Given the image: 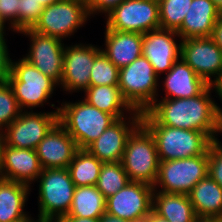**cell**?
<instances>
[{
    "instance_id": "cell-39",
    "label": "cell",
    "mask_w": 222,
    "mask_h": 222,
    "mask_svg": "<svg viewBox=\"0 0 222 222\" xmlns=\"http://www.w3.org/2000/svg\"><path fill=\"white\" fill-rule=\"evenodd\" d=\"M65 222H99V218L63 217Z\"/></svg>"
},
{
    "instance_id": "cell-29",
    "label": "cell",
    "mask_w": 222,
    "mask_h": 222,
    "mask_svg": "<svg viewBox=\"0 0 222 222\" xmlns=\"http://www.w3.org/2000/svg\"><path fill=\"white\" fill-rule=\"evenodd\" d=\"M129 181L122 162H103L95 186L105 198H108L116 194Z\"/></svg>"
},
{
    "instance_id": "cell-46",
    "label": "cell",
    "mask_w": 222,
    "mask_h": 222,
    "mask_svg": "<svg viewBox=\"0 0 222 222\" xmlns=\"http://www.w3.org/2000/svg\"><path fill=\"white\" fill-rule=\"evenodd\" d=\"M5 28H6L5 23L0 17V36H5L6 35Z\"/></svg>"
},
{
    "instance_id": "cell-44",
    "label": "cell",
    "mask_w": 222,
    "mask_h": 222,
    "mask_svg": "<svg viewBox=\"0 0 222 222\" xmlns=\"http://www.w3.org/2000/svg\"><path fill=\"white\" fill-rule=\"evenodd\" d=\"M36 2H40L43 7H46L48 5L54 4L55 2L61 1V0H34Z\"/></svg>"
},
{
    "instance_id": "cell-13",
    "label": "cell",
    "mask_w": 222,
    "mask_h": 222,
    "mask_svg": "<svg viewBox=\"0 0 222 222\" xmlns=\"http://www.w3.org/2000/svg\"><path fill=\"white\" fill-rule=\"evenodd\" d=\"M102 47L78 43L64 47L63 74L59 87L69 92H85L90 86L94 60Z\"/></svg>"
},
{
    "instance_id": "cell-7",
    "label": "cell",
    "mask_w": 222,
    "mask_h": 222,
    "mask_svg": "<svg viewBox=\"0 0 222 222\" xmlns=\"http://www.w3.org/2000/svg\"><path fill=\"white\" fill-rule=\"evenodd\" d=\"M153 136L159 161L203 155L213 142L204 132L165 125H143Z\"/></svg>"
},
{
    "instance_id": "cell-40",
    "label": "cell",
    "mask_w": 222,
    "mask_h": 222,
    "mask_svg": "<svg viewBox=\"0 0 222 222\" xmlns=\"http://www.w3.org/2000/svg\"><path fill=\"white\" fill-rule=\"evenodd\" d=\"M99 222H128V221L109 215L108 213L105 212L99 217Z\"/></svg>"
},
{
    "instance_id": "cell-19",
    "label": "cell",
    "mask_w": 222,
    "mask_h": 222,
    "mask_svg": "<svg viewBox=\"0 0 222 222\" xmlns=\"http://www.w3.org/2000/svg\"><path fill=\"white\" fill-rule=\"evenodd\" d=\"M36 150L3 145L0 178L32 186L42 173Z\"/></svg>"
},
{
    "instance_id": "cell-18",
    "label": "cell",
    "mask_w": 222,
    "mask_h": 222,
    "mask_svg": "<svg viewBox=\"0 0 222 222\" xmlns=\"http://www.w3.org/2000/svg\"><path fill=\"white\" fill-rule=\"evenodd\" d=\"M78 147L66 129L57 122L36 148L41 167L68 168Z\"/></svg>"
},
{
    "instance_id": "cell-14",
    "label": "cell",
    "mask_w": 222,
    "mask_h": 222,
    "mask_svg": "<svg viewBox=\"0 0 222 222\" xmlns=\"http://www.w3.org/2000/svg\"><path fill=\"white\" fill-rule=\"evenodd\" d=\"M18 33L28 36L31 42L29 52L23 58L60 85L65 47L63 41L57 37L37 33L31 28Z\"/></svg>"
},
{
    "instance_id": "cell-5",
    "label": "cell",
    "mask_w": 222,
    "mask_h": 222,
    "mask_svg": "<svg viewBox=\"0 0 222 222\" xmlns=\"http://www.w3.org/2000/svg\"><path fill=\"white\" fill-rule=\"evenodd\" d=\"M38 221L44 219H59L69 213L75 184L68 168L43 169L38 177Z\"/></svg>"
},
{
    "instance_id": "cell-36",
    "label": "cell",
    "mask_w": 222,
    "mask_h": 222,
    "mask_svg": "<svg viewBox=\"0 0 222 222\" xmlns=\"http://www.w3.org/2000/svg\"><path fill=\"white\" fill-rule=\"evenodd\" d=\"M6 40L4 36H0V84L8 81L11 70L12 58H10Z\"/></svg>"
},
{
    "instance_id": "cell-50",
    "label": "cell",
    "mask_w": 222,
    "mask_h": 222,
    "mask_svg": "<svg viewBox=\"0 0 222 222\" xmlns=\"http://www.w3.org/2000/svg\"><path fill=\"white\" fill-rule=\"evenodd\" d=\"M83 3L84 5L88 6L93 0H74Z\"/></svg>"
},
{
    "instance_id": "cell-32",
    "label": "cell",
    "mask_w": 222,
    "mask_h": 222,
    "mask_svg": "<svg viewBox=\"0 0 222 222\" xmlns=\"http://www.w3.org/2000/svg\"><path fill=\"white\" fill-rule=\"evenodd\" d=\"M14 92L8 82L0 84V131H4L21 113Z\"/></svg>"
},
{
    "instance_id": "cell-42",
    "label": "cell",
    "mask_w": 222,
    "mask_h": 222,
    "mask_svg": "<svg viewBox=\"0 0 222 222\" xmlns=\"http://www.w3.org/2000/svg\"><path fill=\"white\" fill-rule=\"evenodd\" d=\"M150 222H169L167 219H164L157 214H155L153 211L150 212Z\"/></svg>"
},
{
    "instance_id": "cell-12",
    "label": "cell",
    "mask_w": 222,
    "mask_h": 222,
    "mask_svg": "<svg viewBox=\"0 0 222 222\" xmlns=\"http://www.w3.org/2000/svg\"><path fill=\"white\" fill-rule=\"evenodd\" d=\"M180 57L208 85L213 86L222 76V50L211 37L181 40Z\"/></svg>"
},
{
    "instance_id": "cell-17",
    "label": "cell",
    "mask_w": 222,
    "mask_h": 222,
    "mask_svg": "<svg viewBox=\"0 0 222 222\" xmlns=\"http://www.w3.org/2000/svg\"><path fill=\"white\" fill-rule=\"evenodd\" d=\"M175 30L158 28L143 34L142 56L153 66L156 75L160 78L173 67L180 58L181 40ZM179 42H176V40Z\"/></svg>"
},
{
    "instance_id": "cell-51",
    "label": "cell",
    "mask_w": 222,
    "mask_h": 222,
    "mask_svg": "<svg viewBox=\"0 0 222 222\" xmlns=\"http://www.w3.org/2000/svg\"><path fill=\"white\" fill-rule=\"evenodd\" d=\"M18 222H38V220H34V219H25V220H22V221H18Z\"/></svg>"
},
{
    "instance_id": "cell-35",
    "label": "cell",
    "mask_w": 222,
    "mask_h": 222,
    "mask_svg": "<svg viewBox=\"0 0 222 222\" xmlns=\"http://www.w3.org/2000/svg\"><path fill=\"white\" fill-rule=\"evenodd\" d=\"M0 17L13 32H19V0H0ZM13 29V30H12Z\"/></svg>"
},
{
    "instance_id": "cell-34",
    "label": "cell",
    "mask_w": 222,
    "mask_h": 222,
    "mask_svg": "<svg viewBox=\"0 0 222 222\" xmlns=\"http://www.w3.org/2000/svg\"><path fill=\"white\" fill-rule=\"evenodd\" d=\"M208 175L222 187V143L219 140L208 148Z\"/></svg>"
},
{
    "instance_id": "cell-52",
    "label": "cell",
    "mask_w": 222,
    "mask_h": 222,
    "mask_svg": "<svg viewBox=\"0 0 222 222\" xmlns=\"http://www.w3.org/2000/svg\"><path fill=\"white\" fill-rule=\"evenodd\" d=\"M151 1L156 2V3H160V2H162L164 0H151Z\"/></svg>"
},
{
    "instance_id": "cell-31",
    "label": "cell",
    "mask_w": 222,
    "mask_h": 222,
    "mask_svg": "<svg viewBox=\"0 0 222 222\" xmlns=\"http://www.w3.org/2000/svg\"><path fill=\"white\" fill-rule=\"evenodd\" d=\"M119 68L100 51L93 63L90 74V86L111 85L118 86Z\"/></svg>"
},
{
    "instance_id": "cell-45",
    "label": "cell",
    "mask_w": 222,
    "mask_h": 222,
    "mask_svg": "<svg viewBox=\"0 0 222 222\" xmlns=\"http://www.w3.org/2000/svg\"><path fill=\"white\" fill-rule=\"evenodd\" d=\"M128 222H150V215H145L143 217L136 218V219H133V220L128 221Z\"/></svg>"
},
{
    "instance_id": "cell-25",
    "label": "cell",
    "mask_w": 222,
    "mask_h": 222,
    "mask_svg": "<svg viewBox=\"0 0 222 222\" xmlns=\"http://www.w3.org/2000/svg\"><path fill=\"white\" fill-rule=\"evenodd\" d=\"M152 211L169 222L199 220L187 194L153 191Z\"/></svg>"
},
{
    "instance_id": "cell-43",
    "label": "cell",
    "mask_w": 222,
    "mask_h": 222,
    "mask_svg": "<svg viewBox=\"0 0 222 222\" xmlns=\"http://www.w3.org/2000/svg\"><path fill=\"white\" fill-rule=\"evenodd\" d=\"M3 145H4V136H3V132L0 131V169H1V165H2V149H3Z\"/></svg>"
},
{
    "instance_id": "cell-16",
    "label": "cell",
    "mask_w": 222,
    "mask_h": 222,
    "mask_svg": "<svg viewBox=\"0 0 222 222\" xmlns=\"http://www.w3.org/2000/svg\"><path fill=\"white\" fill-rule=\"evenodd\" d=\"M153 191L149 184L129 181L116 194L106 198V213L126 221L150 215Z\"/></svg>"
},
{
    "instance_id": "cell-15",
    "label": "cell",
    "mask_w": 222,
    "mask_h": 222,
    "mask_svg": "<svg viewBox=\"0 0 222 222\" xmlns=\"http://www.w3.org/2000/svg\"><path fill=\"white\" fill-rule=\"evenodd\" d=\"M126 118L117 119L86 149L102 162H121L128 137L141 124L142 112L135 110Z\"/></svg>"
},
{
    "instance_id": "cell-3",
    "label": "cell",
    "mask_w": 222,
    "mask_h": 222,
    "mask_svg": "<svg viewBox=\"0 0 222 222\" xmlns=\"http://www.w3.org/2000/svg\"><path fill=\"white\" fill-rule=\"evenodd\" d=\"M7 82L22 111H28V109L32 111L35 107H42L49 103L48 99L58 87L54 80L44 75L24 58H20L18 61L11 60V70Z\"/></svg>"
},
{
    "instance_id": "cell-20",
    "label": "cell",
    "mask_w": 222,
    "mask_h": 222,
    "mask_svg": "<svg viewBox=\"0 0 222 222\" xmlns=\"http://www.w3.org/2000/svg\"><path fill=\"white\" fill-rule=\"evenodd\" d=\"M165 96L161 99L192 98L209 85L180 57L162 81Z\"/></svg>"
},
{
    "instance_id": "cell-47",
    "label": "cell",
    "mask_w": 222,
    "mask_h": 222,
    "mask_svg": "<svg viewBox=\"0 0 222 222\" xmlns=\"http://www.w3.org/2000/svg\"><path fill=\"white\" fill-rule=\"evenodd\" d=\"M215 7L222 13V0H212Z\"/></svg>"
},
{
    "instance_id": "cell-8",
    "label": "cell",
    "mask_w": 222,
    "mask_h": 222,
    "mask_svg": "<svg viewBox=\"0 0 222 222\" xmlns=\"http://www.w3.org/2000/svg\"><path fill=\"white\" fill-rule=\"evenodd\" d=\"M207 176L208 150L195 157L160 161L158 177L153 188L154 191L188 195L192 188Z\"/></svg>"
},
{
    "instance_id": "cell-30",
    "label": "cell",
    "mask_w": 222,
    "mask_h": 222,
    "mask_svg": "<svg viewBox=\"0 0 222 222\" xmlns=\"http://www.w3.org/2000/svg\"><path fill=\"white\" fill-rule=\"evenodd\" d=\"M192 0H164L159 3L160 26L177 30L187 14Z\"/></svg>"
},
{
    "instance_id": "cell-27",
    "label": "cell",
    "mask_w": 222,
    "mask_h": 222,
    "mask_svg": "<svg viewBox=\"0 0 222 222\" xmlns=\"http://www.w3.org/2000/svg\"><path fill=\"white\" fill-rule=\"evenodd\" d=\"M106 212V198L95 185L74 190L69 213L64 217L99 218Z\"/></svg>"
},
{
    "instance_id": "cell-4",
    "label": "cell",
    "mask_w": 222,
    "mask_h": 222,
    "mask_svg": "<svg viewBox=\"0 0 222 222\" xmlns=\"http://www.w3.org/2000/svg\"><path fill=\"white\" fill-rule=\"evenodd\" d=\"M121 162L130 181L155 185L160 161L155 140L142 124L128 137Z\"/></svg>"
},
{
    "instance_id": "cell-24",
    "label": "cell",
    "mask_w": 222,
    "mask_h": 222,
    "mask_svg": "<svg viewBox=\"0 0 222 222\" xmlns=\"http://www.w3.org/2000/svg\"><path fill=\"white\" fill-rule=\"evenodd\" d=\"M199 219L222 220V187L209 175L188 194Z\"/></svg>"
},
{
    "instance_id": "cell-37",
    "label": "cell",
    "mask_w": 222,
    "mask_h": 222,
    "mask_svg": "<svg viewBox=\"0 0 222 222\" xmlns=\"http://www.w3.org/2000/svg\"><path fill=\"white\" fill-rule=\"evenodd\" d=\"M124 0H93L87 7L90 17L98 13H104L105 16L114 8L119 6Z\"/></svg>"
},
{
    "instance_id": "cell-33",
    "label": "cell",
    "mask_w": 222,
    "mask_h": 222,
    "mask_svg": "<svg viewBox=\"0 0 222 222\" xmlns=\"http://www.w3.org/2000/svg\"><path fill=\"white\" fill-rule=\"evenodd\" d=\"M44 7L34 0H19V32L32 28L39 20Z\"/></svg>"
},
{
    "instance_id": "cell-22",
    "label": "cell",
    "mask_w": 222,
    "mask_h": 222,
    "mask_svg": "<svg viewBox=\"0 0 222 222\" xmlns=\"http://www.w3.org/2000/svg\"><path fill=\"white\" fill-rule=\"evenodd\" d=\"M105 48L101 51L119 69L142 56L143 34L105 29Z\"/></svg>"
},
{
    "instance_id": "cell-10",
    "label": "cell",
    "mask_w": 222,
    "mask_h": 222,
    "mask_svg": "<svg viewBox=\"0 0 222 222\" xmlns=\"http://www.w3.org/2000/svg\"><path fill=\"white\" fill-rule=\"evenodd\" d=\"M106 18L110 30L144 34L161 28L159 3L151 0H124Z\"/></svg>"
},
{
    "instance_id": "cell-38",
    "label": "cell",
    "mask_w": 222,
    "mask_h": 222,
    "mask_svg": "<svg viewBox=\"0 0 222 222\" xmlns=\"http://www.w3.org/2000/svg\"><path fill=\"white\" fill-rule=\"evenodd\" d=\"M211 38L213 39L214 43L222 50V13H220L219 18L215 23Z\"/></svg>"
},
{
    "instance_id": "cell-23",
    "label": "cell",
    "mask_w": 222,
    "mask_h": 222,
    "mask_svg": "<svg viewBox=\"0 0 222 222\" xmlns=\"http://www.w3.org/2000/svg\"><path fill=\"white\" fill-rule=\"evenodd\" d=\"M30 186L0 178V222H18L34 219L24 211Z\"/></svg>"
},
{
    "instance_id": "cell-41",
    "label": "cell",
    "mask_w": 222,
    "mask_h": 222,
    "mask_svg": "<svg viewBox=\"0 0 222 222\" xmlns=\"http://www.w3.org/2000/svg\"><path fill=\"white\" fill-rule=\"evenodd\" d=\"M215 89L216 95L219 96V99L222 101V76L218 79V81L213 85Z\"/></svg>"
},
{
    "instance_id": "cell-2",
    "label": "cell",
    "mask_w": 222,
    "mask_h": 222,
    "mask_svg": "<svg viewBox=\"0 0 222 222\" xmlns=\"http://www.w3.org/2000/svg\"><path fill=\"white\" fill-rule=\"evenodd\" d=\"M116 120L85 100L62 102L58 111V122L75 140L78 149H86Z\"/></svg>"
},
{
    "instance_id": "cell-48",
    "label": "cell",
    "mask_w": 222,
    "mask_h": 222,
    "mask_svg": "<svg viewBox=\"0 0 222 222\" xmlns=\"http://www.w3.org/2000/svg\"><path fill=\"white\" fill-rule=\"evenodd\" d=\"M38 222H65L62 218L59 219H44V220H39Z\"/></svg>"
},
{
    "instance_id": "cell-6",
    "label": "cell",
    "mask_w": 222,
    "mask_h": 222,
    "mask_svg": "<svg viewBox=\"0 0 222 222\" xmlns=\"http://www.w3.org/2000/svg\"><path fill=\"white\" fill-rule=\"evenodd\" d=\"M159 77L144 56L119 69L118 87L123 98L137 111H146L158 98Z\"/></svg>"
},
{
    "instance_id": "cell-11",
    "label": "cell",
    "mask_w": 222,
    "mask_h": 222,
    "mask_svg": "<svg viewBox=\"0 0 222 222\" xmlns=\"http://www.w3.org/2000/svg\"><path fill=\"white\" fill-rule=\"evenodd\" d=\"M59 107L51 112L21 111L3 131L4 144L13 148L36 150L40 141L58 122Z\"/></svg>"
},
{
    "instance_id": "cell-21",
    "label": "cell",
    "mask_w": 222,
    "mask_h": 222,
    "mask_svg": "<svg viewBox=\"0 0 222 222\" xmlns=\"http://www.w3.org/2000/svg\"><path fill=\"white\" fill-rule=\"evenodd\" d=\"M220 13L212 0H192L182 25L176 30L180 40L211 37Z\"/></svg>"
},
{
    "instance_id": "cell-1",
    "label": "cell",
    "mask_w": 222,
    "mask_h": 222,
    "mask_svg": "<svg viewBox=\"0 0 222 222\" xmlns=\"http://www.w3.org/2000/svg\"><path fill=\"white\" fill-rule=\"evenodd\" d=\"M209 85L192 98L158 99L142 112V125H165L204 132L212 141L222 133V109L211 97Z\"/></svg>"
},
{
    "instance_id": "cell-26",
    "label": "cell",
    "mask_w": 222,
    "mask_h": 222,
    "mask_svg": "<svg viewBox=\"0 0 222 222\" xmlns=\"http://www.w3.org/2000/svg\"><path fill=\"white\" fill-rule=\"evenodd\" d=\"M83 98L88 104L113 115L116 119L127 117L125 113L130 115L135 111L123 98L118 86H89Z\"/></svg>"
},
{
    "instance_id": "cell-9",
    "label": "cell",
    "mask_w": 222,
    "mask_h": 222,
    "mask_svg": "<svg viewBox=\"0 0 222 222\" xmlns=\"http://www.w3.org/2000/svg\"><path fill=\"white\" fill-rule=\"evenodd\" d=\"M88 7L74 0H61L44 7L39 20L31 28L33 31L63 38L73 36L79 28L90 20Z\"/></svg>"
},
{
    "instance_id": "cell-49",
    "label": "cell",
    "mask_w": 222,
    "mask_h": 222,
    "mask_svg": "<svg viewBox=\"0 0 222 222\" xmlns=\"http://www.w3.org/2000/svg\"><path fill=\"white\" fill-rule=\"evenodd\" d=\"M197 222H222L221 219H199Z\"/></svg>"
},
{
    "instance_id": "cell-28",
    "label": "cell",
    "mask_w": 222,
    "mask_h": 222,
    "mask_svg": "<svg viewBox=\"0 0 222 222\" xmlns=\"http://www.w3.org/2000/svg\"><path fill=\"white\" fill-rule=\"evenodd\" d=\"M102 163L87 149H78L68 167L75 186L96 185Z\"/></svg>"
}]
</instances>
